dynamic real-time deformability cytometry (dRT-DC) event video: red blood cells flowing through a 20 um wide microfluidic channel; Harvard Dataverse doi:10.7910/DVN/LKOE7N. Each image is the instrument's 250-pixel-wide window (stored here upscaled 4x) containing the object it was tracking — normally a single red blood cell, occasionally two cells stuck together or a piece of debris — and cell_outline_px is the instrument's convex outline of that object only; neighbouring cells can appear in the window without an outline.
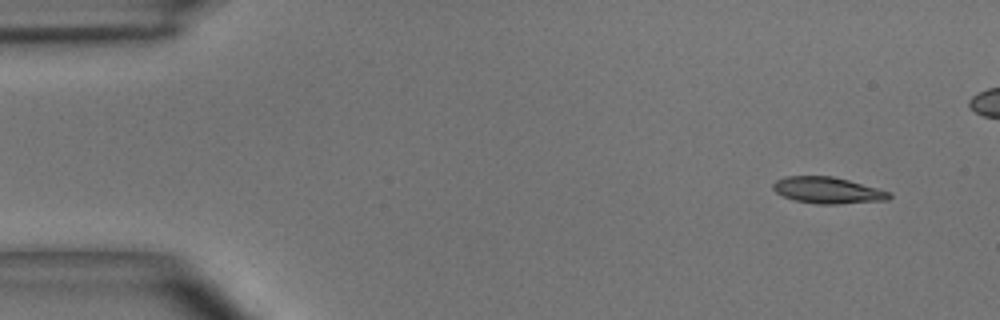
{"species": "common noctule bat (a hibernating species)", "species_latin": "Nyctalus noctula", "temperature_condition": "room temperature", "stored_images_in_passage": 4, "segment_of_instrument_passage": [1, 2], "camera_frame_rate_fps": 3000, "um_per_image_px": 0.085, "animal": {"sex": "male", "body_mass_g": 15.6}, "frame": {"image": 1, "passage_image": 1, "time_ms": 0.0, "image_size_px": [1000, 320], "cell_outline_px": [[892, 196], [888, 200], [840, 204], [816, 204], [792, 200], [776, 192], [772, 188], [772, 184], [776, 180], [784, 176], [832, 176], [848, 180], [876, 188], [888, 192]], "centroid_in_image_um": [70.3, 16.18], "position_along_channel_um": 14.7, "area_um2": 17.86}}